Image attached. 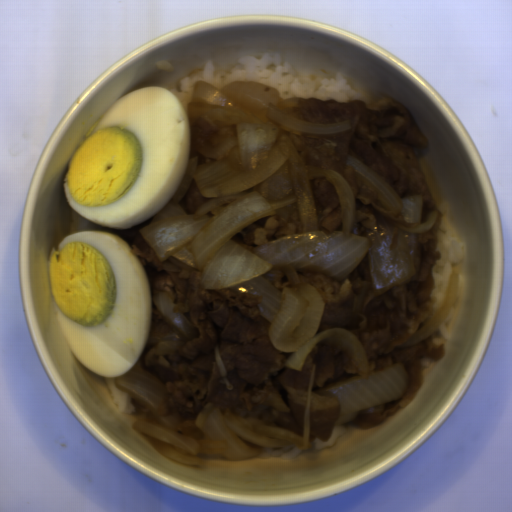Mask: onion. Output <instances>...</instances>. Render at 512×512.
<instances>
[{
    "mask_svg": "<svg viewBox=\"0 0 512 512\" xmlns=\"http://www.w3.org/2000/svg\"><path fill=\"white\" fill-rule=\"evenodd\" d=\"M316 365L313 364L307 392L301 436L256 417L239 415L229 409L220 411L213 403L205 404L194 424L202 437L196 439L182 433L178 416L160 415L167 389L162 380L135 365L113 379L118 390L149 410L158 423L138 419L132 428L140 431L162 454L181 464L199 465V455H219L225 460H242L260 454L261 448L295 446L306 450L310 444V420Z\"/></svg>",
    "mask_w": 512,
    "mask_h": 512,
    "instance_id": "2",
    "label": "onion"
},
{
    "mask_svg": "<svg viewBox=\"0 0 512 512\" xmlns=\"http://www.w3.org/2000/svg\"><path fill=\"white\" fill-rule=\"evenodd\" d=\"M152 298L166 324L172 329L160 338L156 347L157 354H173L178 352L185 342L197 338V332L186 318L173 312L175 304L168 292H156Z\"/></svg>",
    "mask_w": 512,
    "mask_h": 512,
    "instance_id": "3",
    "label": "onion"
},
{
    "mask_svg": "<svg viewBox=\"0 0 512 512\" xmlns=\"http://www.w3.org/2000/svg\"><path fill=\"white\" fill-rule=\"evenodd\" d=\"M299 100L255 80L221 89L197 81L186 111L191 147L184 177L139 232L167 271H199L206 289L258 295L270 343L290 353L285 368L301 371L317 344L345 349L360 375L314 390L336 400V427L402 398L409 373L399 363L370 373L352 331L336 326L318 333L326 303L298 271L342 282L367 255L371 291L381 295L417 274V236L432 228L439 211L424 220L423 194L400 198L378 172L348 154L355 177L384 209L404 218L389 221L377 213V229L354 234L357 202L349 183L337 170L307 166L288 134L334 136L352 131L351 119L305 120Z\"/></svg>",
    "mask_w": 512,
    "mask_h": 512,
    "instance_id": "1",
    "label": "onion"
},
{
    "mask_svg": "<svg viewBox=\"0 0 512 512\" xmlns=\"http://www.w3.org/2000/svg\"><path fill=\"white\" fill-rule=\"evenodd\" d=\"M459 281L460 274L455 271L450 276L445 297L435 315L430 320H428L418 331H416L409 339L400 344L398 349L423 342L430 335H432L437 330V328L451 315L458 298Z\"/></svg>",
    "mask_w": 512,
    "mask_h": 512,
    "instance_id": "4",
    "label": "onion"
}]
</instances>
